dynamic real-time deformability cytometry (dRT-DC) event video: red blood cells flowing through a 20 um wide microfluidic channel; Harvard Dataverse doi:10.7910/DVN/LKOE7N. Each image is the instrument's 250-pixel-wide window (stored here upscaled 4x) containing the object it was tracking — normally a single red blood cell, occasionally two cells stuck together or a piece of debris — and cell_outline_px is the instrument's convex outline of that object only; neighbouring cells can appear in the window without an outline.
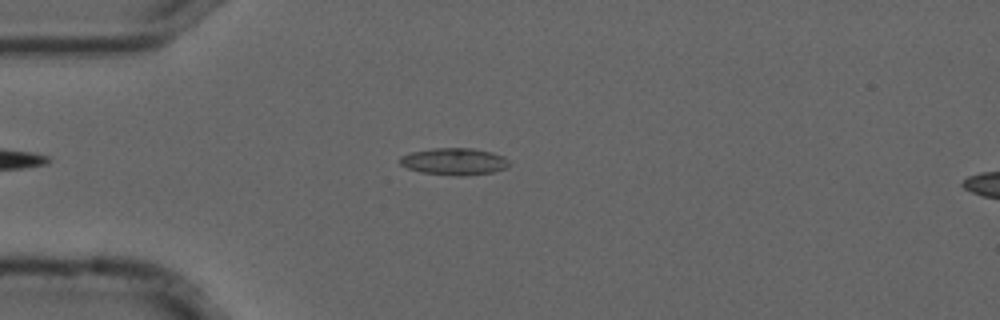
{"species": "common noctule bat (a hibernating species)", "species_latin": "Nyctalus noctula", "temperature_condition": "cold", "stored_images_in_passage": 40, "camera_frame_rate_fps": 3000, "um_per_image_px": 0.085, "animal": {"sex": "male", "forearm_length_mm": 52.5}, "frame": {"image": 1, "passage_image": 3, "time_ms": 0.667, "image_size_px": [1000, 320], "cell_outline_px": [[508, 168], [492, 172], [468, 176], [452, 176], [420, 172], [408, 168], [400, 164], [400, 156], [412, 152], [436, 148], [472, 148], [492, 152], [504, 156], [508, 160]], "centroid_in_image_um": [38.63, 13.74], "position_along_channel_um": 46.4, "area_um2": 17.28}}
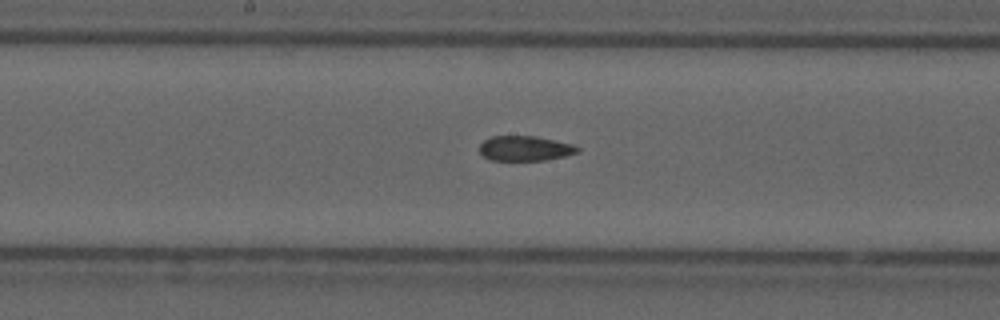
{"frame": {"image": 2, "passage_image": 17, "time_ms": 5.333, "image_size_px": [1000, 320], "cell_outline_px": [[580, 152], [564, 156], [544, 160], [492, 160], [484, 156], [480, 152], [480, 144], [484, 140], [492, 136], [536, 136], [572, 144], [580, 148]], "centroid_in_image_um": [44.64, 12.61], "position_along_channel_um": 203.6, "area_um2": 14.16}}
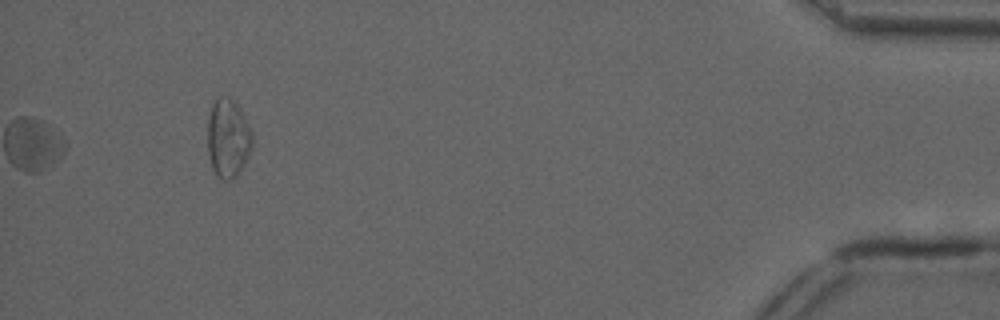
{"frame": {"image": 3, "passage_image": 40, "time_ms": 13.0, "image_size_px": [1000, 320], "cell_outline_px": [[252, 148], [240, 172], [232, 180], [220, 180], [216, 176], [212, 168], [208, 152], [208, 120], [212, 104], [216, 100], [228, 96], [236, 104], [248, 124], [252, 132]], "centroid_in_image_um": [19.38, 11.82], "position_along_channel_um": 415.8, "area_um2": 20.35}, "authors_computed_cell_mechanics": {"area_um2": 15.8661, "velocity_mm_per_s": 3.7134, "shape_relaxation_time_tau1_ms": null, "shape_relaxation_time_tau2_ms": 2.8518, "deformation_change_tau1": null, "deformation_change_tau2": 0.0928}}